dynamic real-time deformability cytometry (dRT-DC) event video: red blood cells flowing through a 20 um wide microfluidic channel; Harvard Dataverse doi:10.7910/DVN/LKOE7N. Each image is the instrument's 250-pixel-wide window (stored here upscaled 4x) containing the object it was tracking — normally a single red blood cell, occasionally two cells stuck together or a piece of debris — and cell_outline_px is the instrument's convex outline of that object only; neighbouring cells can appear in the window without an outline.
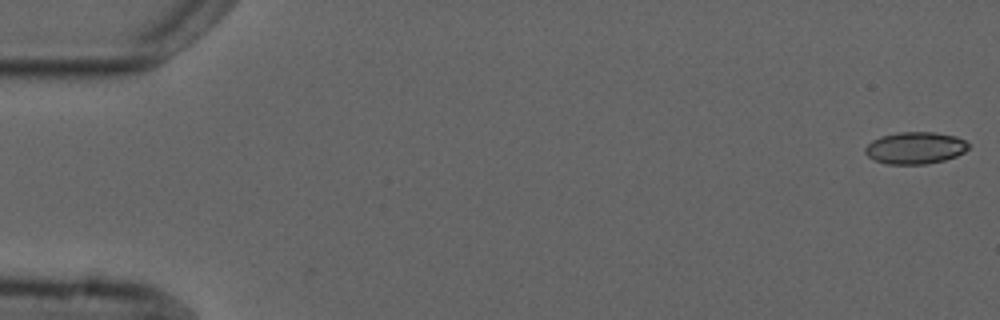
{"species": "common noctule bat (a hibernating species)", "species_latin": "Nyctalus noctula", "temperature_condition": "cold", "stored_images_in_passage": 6, "camera_frame_rate_fps": 3000, "um_per_image_px": 0.085, "animal": {"sex": "male", "forearm_length_mm": 52.5}, "frame": {"image": 1, "passage_image": 1, "time_ms": 0.0, "image_size_px": [1000, 320], "cell_outline_px": [[968, 148], [964, 152], [956, 156], [944, 160], [924, 164], [888, 164], [876, 160], [868, 156], [864, 152], [864, 148], [872, 140], [880, 136], [900, 132], [932, 132], [956, 136], [964, 140], [968, 144]], "centroid_in_image_um": [77.78, 12.57], "position_along_channel_um": 7.2, "area_um2": 19.13}}
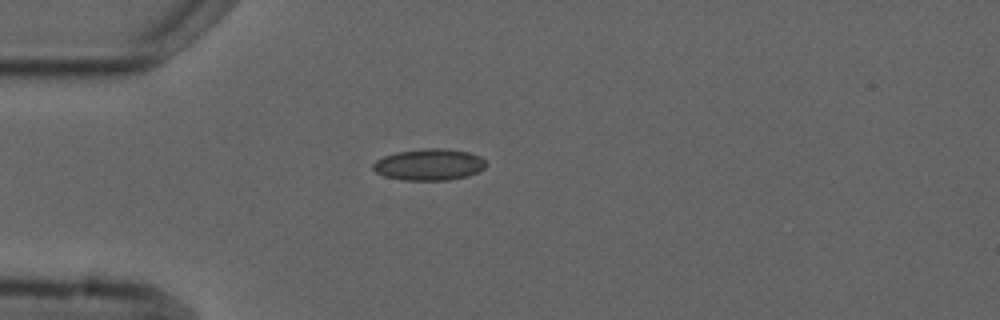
{"frame": {"image": 2, "passage_image": 5, "time_ms": 4.667, "image_size_px": [1000, 320], "cell_outline_px": [[488, 164], [484, 168], [468, 176], [448, 180], [404, 180], [384, 176], [376, 172], [372, 168], [372, 164], [376, 160], [384, 156], [396, 152], [424, 148], [448, 148], [468, 152], [480, 156]], "centroid_in_image_um": [36.48, 13.98], "position_along_channel_um": 48.5, "area_um2": 20.87}}